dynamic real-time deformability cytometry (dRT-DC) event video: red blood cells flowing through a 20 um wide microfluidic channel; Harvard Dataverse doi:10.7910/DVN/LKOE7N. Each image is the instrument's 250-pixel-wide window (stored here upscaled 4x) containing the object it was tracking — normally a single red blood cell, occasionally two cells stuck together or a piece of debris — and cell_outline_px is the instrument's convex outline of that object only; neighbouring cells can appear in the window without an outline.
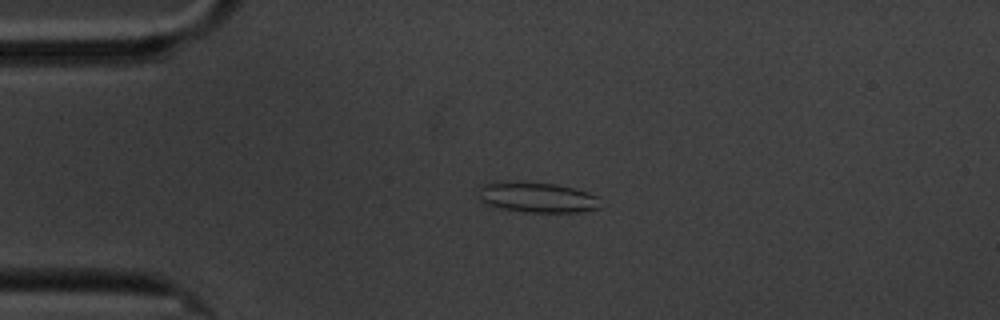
{"species": "common noctule bat (a hibernating species)", "species_latin": "Nyctalus noctula", "temperature_condition": "cold", "stored_images_in_passage": 4, "camera_frame_rate_fps": 3000, "um_per_image_px": 0.085, "animal": {"sex": "male", "body_mass_g": 20.1, "forearm_length_mm": 53.5}, "frame": {"image": 1, "passage_image": 3, "time_ms": 2.333, "image_size_px": [1000, 320], "cell_outline_px": [[600, 208], [580, 212], [524, 212], [492, 208], [480, 200], [480, 184], [512, 180], [556, 184], [576, 188], [588, 192], [596, 196]], "centroid_in_image_um": [45.6, 16.77], "position_along_channel_um": 39.4, "area_um2": 22.02}}